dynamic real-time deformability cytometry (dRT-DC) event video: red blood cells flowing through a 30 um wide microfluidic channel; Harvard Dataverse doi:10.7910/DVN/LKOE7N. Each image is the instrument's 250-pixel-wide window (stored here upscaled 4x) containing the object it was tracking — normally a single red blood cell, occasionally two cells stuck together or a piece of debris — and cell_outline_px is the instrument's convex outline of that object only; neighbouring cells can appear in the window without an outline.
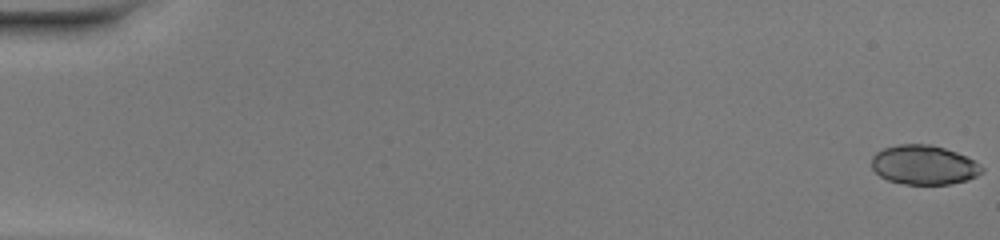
{"species": "common noctule bat (a hibernating species)", "species_latin": "Nyctalus noctula", "temperature_condition": "warm", "stored_images_in_passage": 50, "camera_frame_rate_fps": 3000, "um_per_image_px": 0.085, "animal": {"sex": "female", "body_mass_g": 20.0, "forearm_length_mm": 54.0}, "frame": {"image": 1, "passage_image": 1, "time_ms": 0.0, "image_size_px": [1000, 240], "cell_outline_px": [[984, 168], [976, 176], [968, 180], [948, 184], [904, 184], [888, 180], [880, 176], [872, 168], [872, 156], [876, 152], [884, 148], [900, 144], [932, 144], [956, 152], [980, 164]], "centroid_in_image_um": [78.51, 14.02], "position_along_channel_um": 6.5, "area_um2": 25.14}}
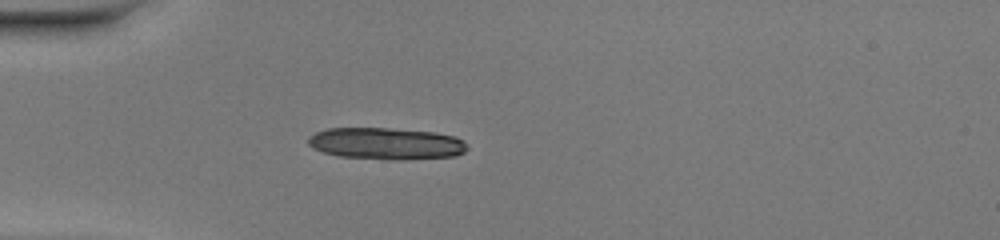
{"frame": {"image": 2, "passage_image": 16, "time_ms": 5.0, "image_size_px": [1000, 240], "cell_outline_px": [[468, 148], [464, 152], [456, 156], [400, 160], [392, 160], [340, 156], [324, 152], [312, 148], [308, 144], [308, 136], [316, 132], [328, 128], [388, 128], [432, 132], [456, 136], [464, 140], [468, 144]], "centroid_in_image_um": [32.85, 12.2], "position_along_channel_um": 52.2, "area_um2": 29.65}}